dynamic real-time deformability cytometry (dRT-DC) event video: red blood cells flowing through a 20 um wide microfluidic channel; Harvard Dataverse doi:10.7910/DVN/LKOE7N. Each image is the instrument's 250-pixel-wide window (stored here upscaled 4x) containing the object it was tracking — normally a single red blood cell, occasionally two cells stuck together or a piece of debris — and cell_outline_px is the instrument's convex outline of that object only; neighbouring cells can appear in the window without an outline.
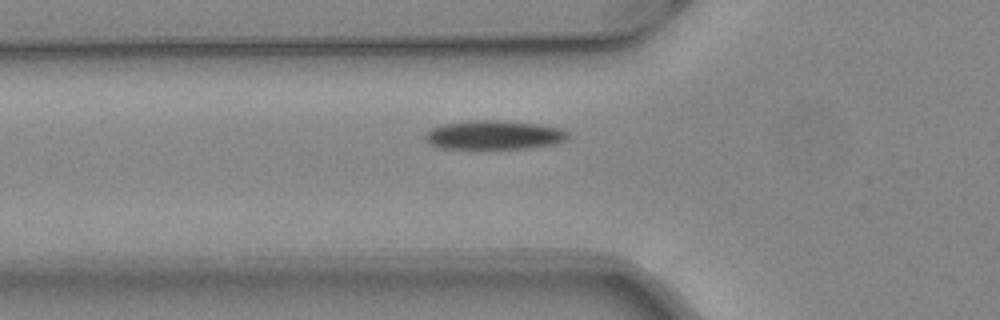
{"species": "common noctule bat (a hibernating species)", "species_latin": "Nyctalus noctula", "temperature_condition": "warm", "stored_images_in_passage": 36, "camera_frame_rate_fps": 3000, "um_per_image_px": 0.085, "animal": {"sex": "female", "body_mass_g": 24.6, "forearm_length_mm": 56.2}, "frame": {"image": 1, "passage_image": 8, "time_ms": 2.333, "image_size_px": [1000, 320], "cell_outline_px": [[568, 140], [552, 144], [528, 148], [440, 148], [432, 144], [424, 136], [432, 128], [440, 124], [476, 120], [500, 120], [536, 124], [560, 128], [568, 132]], "centroid_in_image_um": [42.01, 11.46], "position_along_channel_um": 83.8, "area_um2": 23.81}}
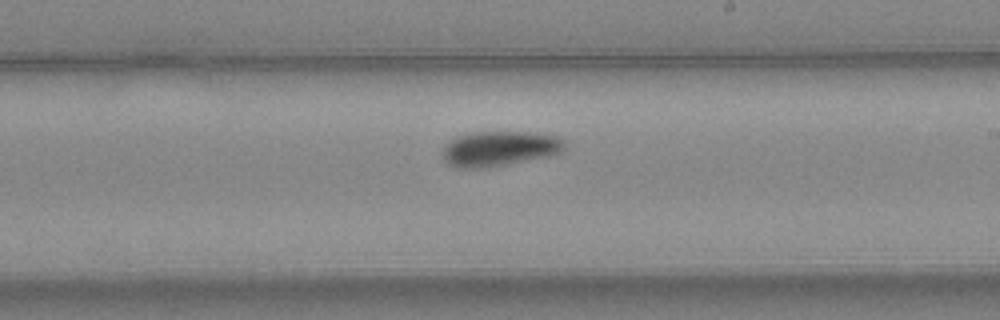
{"frame": {"image": 2, "passage_image": 20, "time_ms": 6.333, "image_size_px": [1000, 320], "cell_outline_px": [[564, 148], [560, 152], [552, 156], [484, 168], [456, 168], [448, 164], [440, 156], [440, 152], [456, 136], [476, 132], [528, 132], [556, 136], [564, 140]], "centroid_in_image_um": [42.42, 12.64], "position_along_channel_um": 246.6, "area_um2": 24.97}}
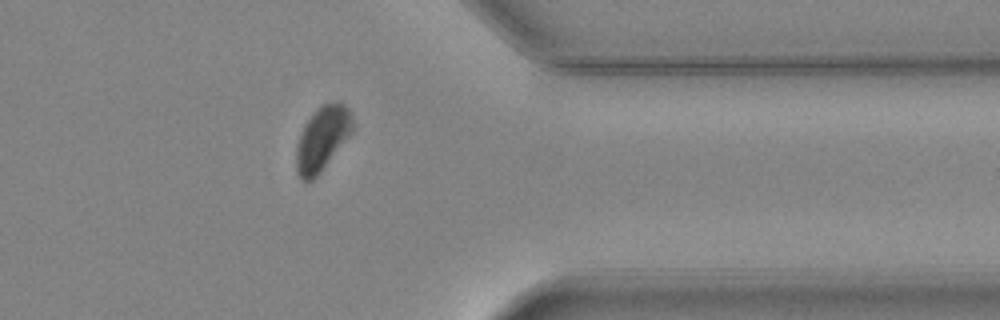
{"frame": {"image": 3, "passage_image": 31, "time_ms": 10.0, "image_size_px": [1000, 320], "cell_outline_px": [[356, 128], [320, 172], [308, 184], [300, 180], [296, 172], [296, 144], [304, 124], [316, 108], [320, 104], [332, 100], [340, 100], [348, 108], [352, 116]], "centroid_in_image_um": [27.4, 11.74], "position_along_channel_um": 384.0, "area_um2": 21.79}, "authors_computed_cell_mechanics": {"area_um2": 24.1604, "velocity_mm_per_s": 4.0498, "shape_relaxation_time_tau1_ms": 2.9269, "shape_relaxation_time_tau2_ms": null, "deformation_change_tau1": 0.1238, "deformation_change_tau2": null}}